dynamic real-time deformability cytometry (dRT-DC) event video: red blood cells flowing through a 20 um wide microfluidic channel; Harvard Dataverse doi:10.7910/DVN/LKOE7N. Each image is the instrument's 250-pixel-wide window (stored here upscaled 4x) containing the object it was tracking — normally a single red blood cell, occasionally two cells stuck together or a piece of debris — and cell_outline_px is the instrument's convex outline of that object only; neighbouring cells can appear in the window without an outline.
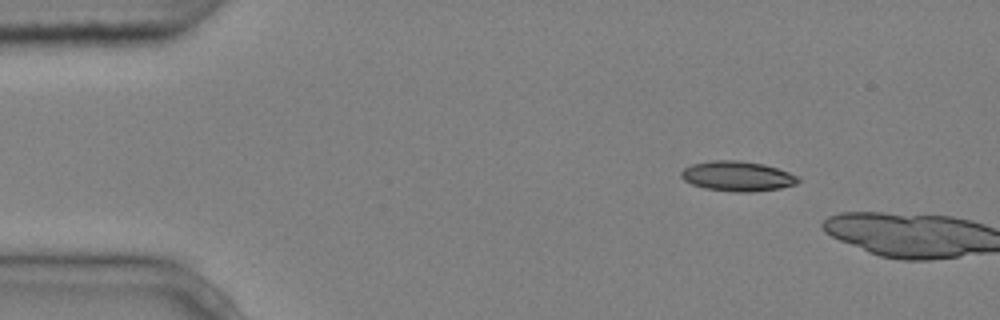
{"species": "common noctule bat (a hibernating species)", "species_latin": "Nyctalus noctula", "temperature_condition": "cold", "stored_images_in_passage": 2, "camera_frame_rate_fps": 3000, "um_per_image_px": 0.085, "animal": {"sex": "male", "body_mass_g": 20.4}, "frame": {"image": 1, "passage_image": 1, "time_ms": 0.0, "image_size_px": [1000, 320], "cell_outline_px": [[800, 180], [796, 184], [780, 188], [752, 192], [732, 192], [704, 188], [692, 184], [684, 180], [680, 176], [680, 172], [684, 168], [692, 164], [712, 160], [740, 160], [764, 164], [800, 176]], "centroid_in_image_um": [62.68, 14.97], "position_along_channel_um": 22.3, "area_um2": 20.58}}